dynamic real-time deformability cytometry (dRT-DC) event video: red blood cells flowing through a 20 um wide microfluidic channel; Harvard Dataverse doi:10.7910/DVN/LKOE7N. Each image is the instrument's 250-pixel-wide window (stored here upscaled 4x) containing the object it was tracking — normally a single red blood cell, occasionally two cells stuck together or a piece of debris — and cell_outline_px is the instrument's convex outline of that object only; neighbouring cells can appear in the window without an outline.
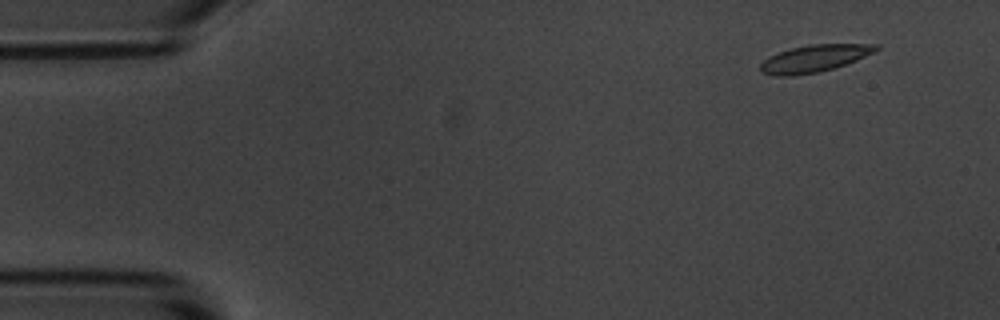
{"species": "common noctule bat (a hibernating species)", "species_latin": "Nyctalus noctula", "temperature_condition": "room temperature", "stored_images_in_passage": 54, "camera_frame_rate_fps": 3000, "um_per_image_px": 0.085, "animal": {"sex": "male", "body_mass_g": 20.1, "forearm_length_mm": 53.5}, "frame": {"image": 1, "passage_image": 3, "time_ms": 0.667, "image_size_px": [1000, 320], "cell_outline_px": [[880, 48], [856, 60], [820, 72], [792, 76], [776, 76], [760, 72], [760, 64], [768, 56], [792, 48], [808, 44], [880, 44]], "centroid_in_image_um": [69.18, 4.97], "position_along_channel_um": 15.8, "area_um2": 18.15}}
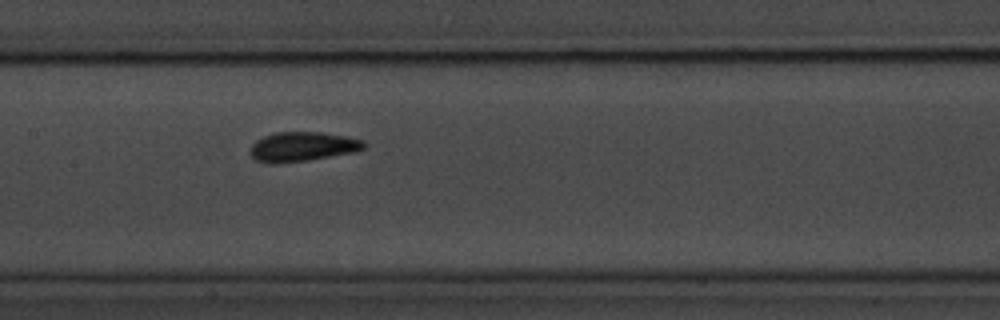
{"frame": {"image": 2, "passage_image": 25, "time_ms": 8.0, "image_size_px": [1000, 320], "cell_outline_px": [[364, 148], [356, 152], [308, 160], [276, 164], [268, 164], [256, 160], [248, 152], [252, 144], [256, 140], [264, 136], [276, 132], [320, 132], [348, 136], [364, 140]], "centroid_in_image_um": [25.69, 12.47], "position_along_channel_um": 181.7, "area_um2": 19.77}}
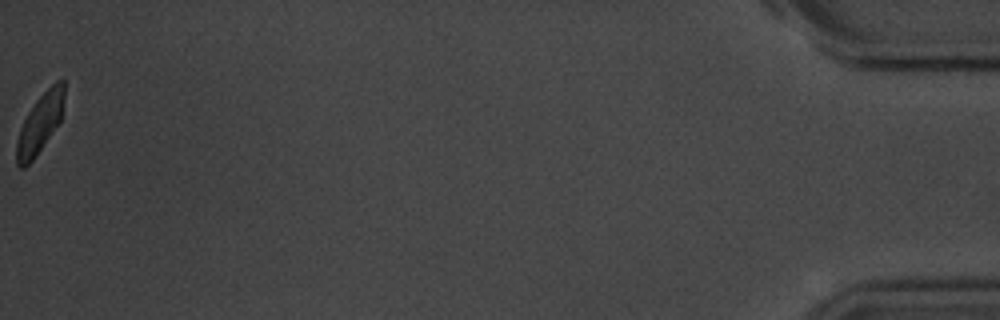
{"frame": {"image": 3, "passage_image": 54, "time_ms": 17.667, "image_size_px": [1000, 320], "cell_outline_px": [[64, 96], [60, 120], [32, 160], [24, 168], [20, 168], [16, 164], [16, 140], [20, 128], [28, 112], [36, 100], [56, 80], [64, 80]], "centroid_in_image_um": [3.36, 10.48], "position_along_channel_um": 431.8, "area_um2": 16.01}, "authors_computed_cell_mechanics": {"area_um2": 18.3515, "velocity_mm_per_s": 3.6161, "shape_relaxation_time_tau1_ms": 2.7294, "shape_relaxation_time_tau2_ms": 1.3352, "deformation_change_tau1": 0.104, "deformation_change_tau2": 0.0736}}